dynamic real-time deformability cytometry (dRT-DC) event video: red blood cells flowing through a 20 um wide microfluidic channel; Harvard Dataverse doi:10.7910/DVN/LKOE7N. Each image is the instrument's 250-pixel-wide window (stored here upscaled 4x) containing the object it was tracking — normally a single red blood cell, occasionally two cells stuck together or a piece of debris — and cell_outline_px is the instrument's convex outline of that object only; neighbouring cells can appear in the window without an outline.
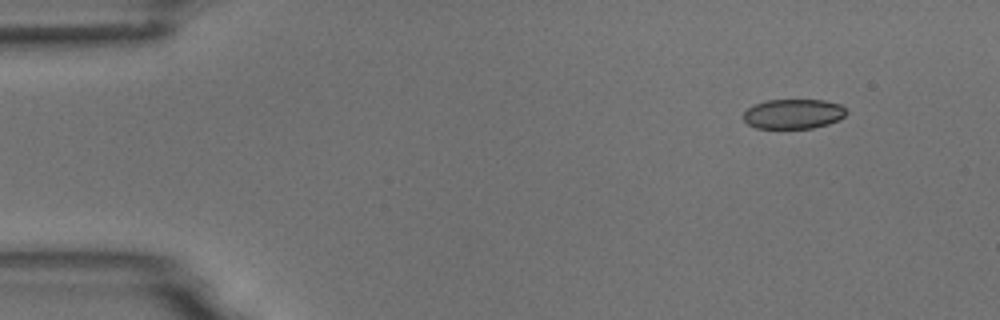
{"species": "common noctule bat (a hibernating species)", "species_latin": "Nyctalus noctula", "temperature_condition": "room temperature", "stored_images_in_passage": 5, "segment_of_instrument_passage": [1, 2], "camera_frame_rate_fps": 3000, "um_per_image_px": 0.085, "animal": {"sex": "male", "body_mass_g": 18.8}, "frame": {"image": 1, "passage_image": 1, "time_ms": 0.0, "image_size_px": [1000, 320], "cell_outline_px": [[848, 112], [844, 116], [828, 124], [812, 128], [756, 128], [748, 124], [744, 120], [744, 112], [748, 108], [756, 104], [768, 100], [824, 100], [840, 104]], "centroid_in_image_um": [67.44, 9.68], "position_along_channel_um": 17.6, "area_um2": 17.69}}